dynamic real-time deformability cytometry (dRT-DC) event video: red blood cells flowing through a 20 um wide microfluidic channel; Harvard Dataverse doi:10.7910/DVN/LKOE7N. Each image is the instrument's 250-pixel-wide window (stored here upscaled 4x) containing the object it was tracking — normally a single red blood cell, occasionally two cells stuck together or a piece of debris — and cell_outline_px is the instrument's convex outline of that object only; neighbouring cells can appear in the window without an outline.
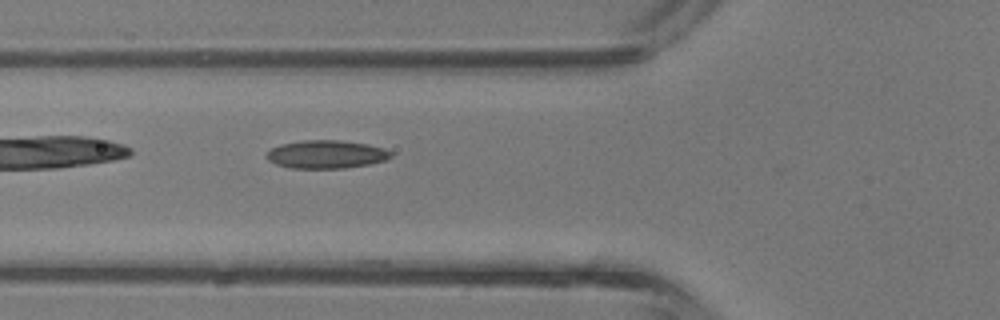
{"species": "common noctule bat (a hibernating species)", "species_latin": "Nyctalus noctula", "temperature_condition": "room temperature", "stored_images_in_passage": 4, "camera_frame_rate_fps": 3000, "um_per_image_px": 0.085, "animal": {"sex": "male", "body_mass_g": 13.3}, "frame": {"image": 1, "passage_image": 4, "time_ms": 1.0, "image_size_px": [1000, 320], "cell_outline_px": [[392, 156], [388, 160], [368, 164], [344, 168], [292, 168], [276, 164], [268, 160], [264, 156], [272, 148], [280, 144], [304, 140], [340, 140], [368, 144], [384, 148], [392, 152]], "centroid_in_image_um": [27.75, 13.11], "position_along_channel_um": 98.1, "area_um2": 20.46}}